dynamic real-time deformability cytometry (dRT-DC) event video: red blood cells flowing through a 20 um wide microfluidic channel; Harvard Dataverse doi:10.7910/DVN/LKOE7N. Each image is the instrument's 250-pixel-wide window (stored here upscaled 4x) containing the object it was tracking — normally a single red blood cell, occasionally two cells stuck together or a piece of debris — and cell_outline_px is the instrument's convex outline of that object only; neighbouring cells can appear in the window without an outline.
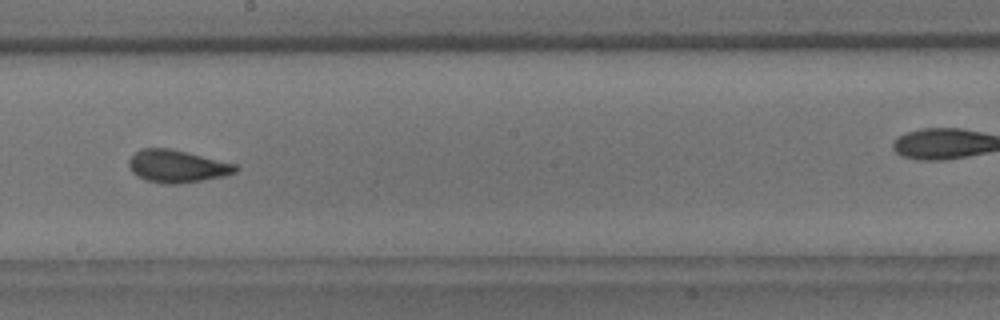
{"species": "common noctule bat (a hibernating species)", "species_latin": "Nyctalus noctula", "temperature_condition": "room temperature", "stored_images_in_passage": 11, "camera_frame_rate_fps": 3000, "um_per_image_px": 0.085, "animal": {"sex": "male", "body_mass_g": 18.8}, "frame": {"image": 1, "passage_image": 7, "time_ms": 2.0, "image_size_px": [1000, 320], "cell_outline_px": [[240, 168], [236, 172], [224, 176], [180, 184], [164, 184], [144, 180], [136, 176], [132, 172], [128, 164], [128, 160], [140, 148], [172, 148], [236, 164]], "centroid_in_image_um": [15.04, 14.13], "position_along_channel_um": 233.2, "area_um2": 20.46}}